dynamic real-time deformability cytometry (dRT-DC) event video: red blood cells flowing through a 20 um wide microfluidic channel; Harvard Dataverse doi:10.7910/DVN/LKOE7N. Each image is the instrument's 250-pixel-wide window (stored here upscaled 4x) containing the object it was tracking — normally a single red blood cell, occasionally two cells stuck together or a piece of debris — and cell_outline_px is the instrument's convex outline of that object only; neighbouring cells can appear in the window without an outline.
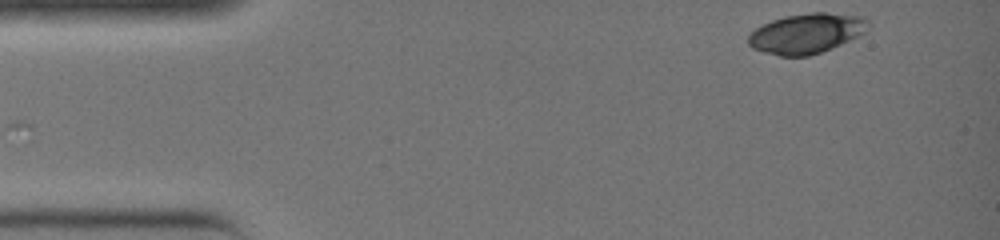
{"species": "common noctule bat (a hibernating species)", "species_latin": "Nyctalus noctula", "temperature_condition": "warm", "stored_images_in_passage": 3, "camera_frame_rate_fps": 3000, "um_per_image_px": 0.085, "animal": {"sex": "female", "body_mass_g": 19.0, "forearm_length_mm": 51.5}, "frame": {"image": 1, "passage_image": 1, "time_ms": 0.0, "image_size_px": [1000, 240], "cell_outline_px": [[868, 28], [864, 32], [840, 44], [820, 52], [808, 56], [780, 56], [764, 52], [752, 48], [748, 44], [748, 36], [756, 28], [772, 20], [784, 16], [812, 12], [824, 12], [864, 16], [868, 20]], "centroid_in_image_um": [68.53, 2.83], "position_along_channel_um": 16.5, "area_um2": 27.69}}